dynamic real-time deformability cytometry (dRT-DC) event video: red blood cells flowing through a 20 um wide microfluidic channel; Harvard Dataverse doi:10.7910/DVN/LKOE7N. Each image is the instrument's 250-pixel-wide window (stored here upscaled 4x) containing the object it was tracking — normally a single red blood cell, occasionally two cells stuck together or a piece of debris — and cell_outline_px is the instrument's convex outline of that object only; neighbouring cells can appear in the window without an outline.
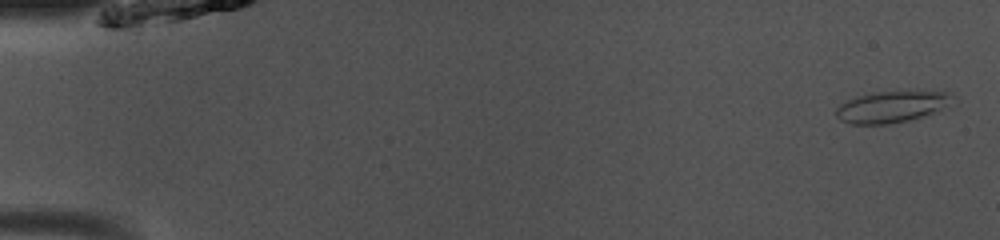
{"species": "common noctule bat (a hibernating species)", "species_latin": "Nyctalus noctula", "temperature_condition": "room temperature", "stored_images_in_passage": 49, "camera_frame_rate_fps": 3000, "um_per_image_px": 0.085, "animal": {"sex": "male", "body_mass_g": 13.0, "forearm_length_mm": 53.1}, "frame": {"image": 1, "passage_image": 2, "time_ms": 0.333, "image_size_px": [1000, 240], "cell_outline_px": [[952, 96], [936, 112], [908, 120], [888, 124], [852, 124], [840, 120], [836, 116], [836, 108], [840, 104], [856, 96], [872, 92], [948, 92]], "centroid_in_image_um": [75.66, 9.09], "position_along_channel_um": 9.3, "area_um2": 20.63}}
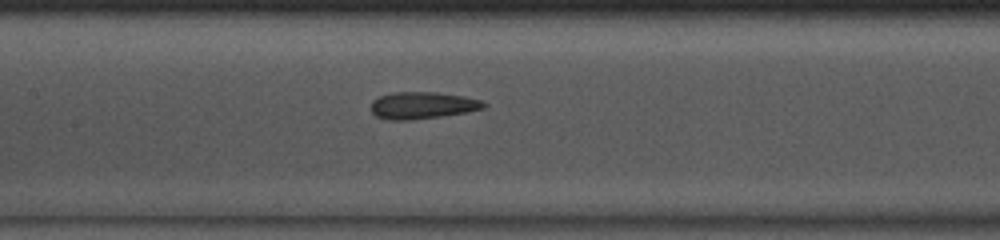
{"frame": {"image": 2, "passage_image": 24, "time_ms": 7.667, "image_size_px": [1000, 240], "cell_outline_px": [[488, 104], [484, 108], [464, 112], [440, 116], [408, 120], [388, 120], [376, 116], [372, 112], [372, 100], [380, 96], [392, 92], [436, 92], [464, 96], [484, 100]], "centroid_in_image_um": [35.92, 8.94], "position_along_channel_um": 171.5, "area_um2": 17.69}}
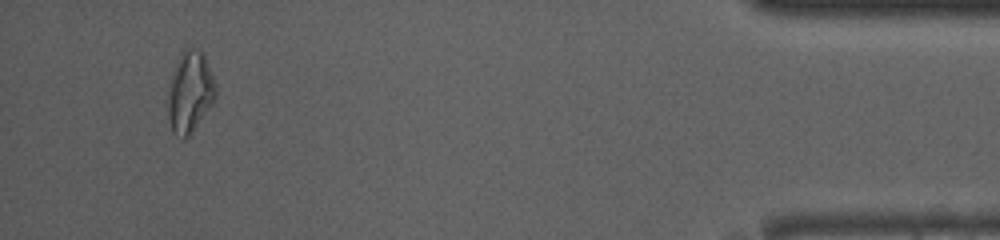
{"frame": {"image": 3, "passage_image": 47, "time_ms": 15.333, "image_size_px": [1000, 240], "cell_outline_px": [[216, 96], [188, 136], [184, 140], [172, 132], [168, 120], [168, 100], [172, 80], [176, 64], [184, 48], [200, 48], [204, 52], [216, 84]], "centroid_in_image_um": [16.16, 7.79], "position_along_channel_um": 419.0, "area_um2": 22.08}, "authors_computed_cell_mechanics": {"area_um2": 19.0162, "velocity_mm_per_s": 4.0826, "shape_relaxation_time_tau1_ms": 6.363, "shape_relaxation_time_tau2_ms": 1.6845, "deformation_change_tau1": 0.1318, "deformation_change_tau2": 0.099}}